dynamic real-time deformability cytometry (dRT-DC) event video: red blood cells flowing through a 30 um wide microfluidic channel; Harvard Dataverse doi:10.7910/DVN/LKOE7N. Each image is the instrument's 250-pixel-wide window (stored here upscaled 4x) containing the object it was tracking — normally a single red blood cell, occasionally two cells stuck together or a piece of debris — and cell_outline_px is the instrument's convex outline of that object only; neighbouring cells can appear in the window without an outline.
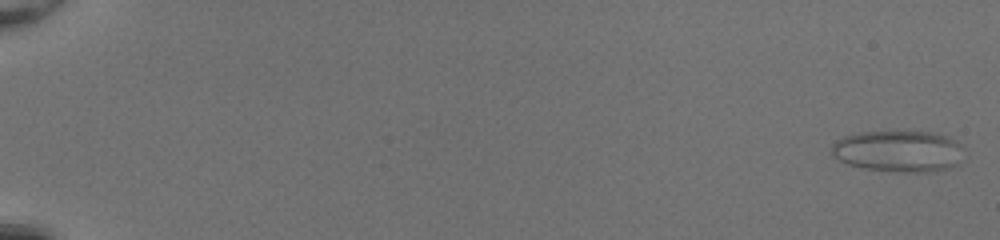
{"species": "common noctule bat (a hibernating species)", "species_latin": "Nyctalus noctula", "temperature_condition": "room temperature", "stored_images_in_passage": 52, "camera_frame_rate_fps": 3000, "um_per_image_px": 0.085, "animal": {"sex": "female", "body_mass_g": 20.0, "forearm_length_mm": 54.0}, "frame": {"image": 1, "passage_image": 2, "time_ms": 0.333, "image_size_px": [1000, 240], "cell_outline_px": [[964, 160], [948, 168], [928, 172], [904, 172], [864, 168], [848, 164], [832, 156], [832, 144], [836, 140], [844, 136], [856, 132], [932, 132], [948, 136], [956, 140], [964, 148]], "centroid_in_image_um": [76.41, 12.85], "position_along_channel_um": 8.6, "area_um2": 32.19}}
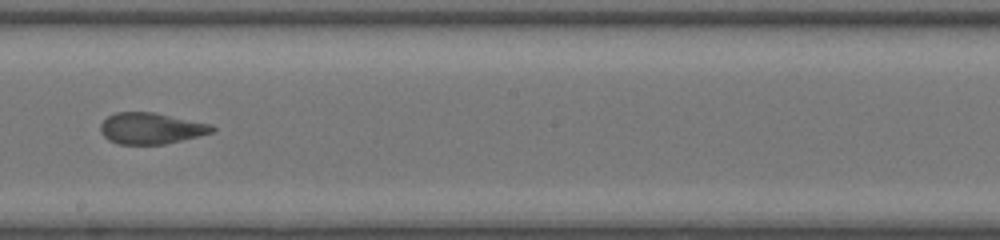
{"frame": {"image": 2, "passage_image": 33, "time_ms": 10.667, "image_size_px": [1000, 240], "cell_outline_px": [[216, 128], [212, 132], [164, 144], [120, 144], [108, 140], [100, 132], [100, 124], [108, 116], [116, 112], [156, 112], [212, 124]], "centroid_in_image_um": [12.82, 10.89], "position_along_channel_um": 235.4, "area_um2": 20.29}}
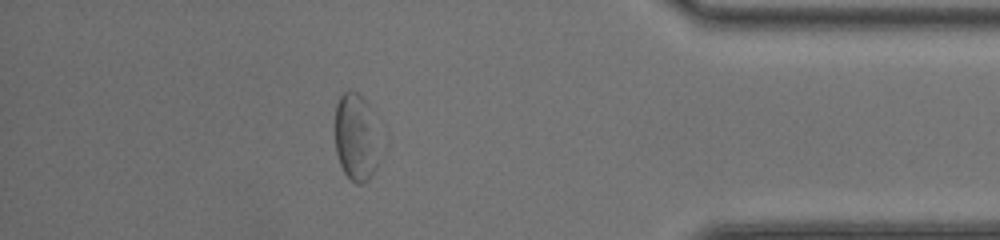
{"frame": {"image": 3, "passage_image": 47, "time_ms": 15.333, "image_size_px": [1000, 240], "cell_outline_px": [[380, 160], [376, 168], [368, 180], [364, 184], [356, 184], [344, 172], [340, 164], [336, 152], [336, 104], [340, 96], [348, 88], [356, 92], [368, 104]], "centroid_in_image_um": [30.23, 11.71], "position_along_channel_um": 405.0, "area_um2": 22.2}, "authors_computed_cell_mechanics": {"area_um2": 23.12, "velocity_mm_per_s": 4.2104, "shape_relaxation_time_tau1_ms": null, "shape_relaxation_time_tau2_ms": 1.2821, "deformation_change_tau1": null, "deformation_change_tau2": 0.0906}}